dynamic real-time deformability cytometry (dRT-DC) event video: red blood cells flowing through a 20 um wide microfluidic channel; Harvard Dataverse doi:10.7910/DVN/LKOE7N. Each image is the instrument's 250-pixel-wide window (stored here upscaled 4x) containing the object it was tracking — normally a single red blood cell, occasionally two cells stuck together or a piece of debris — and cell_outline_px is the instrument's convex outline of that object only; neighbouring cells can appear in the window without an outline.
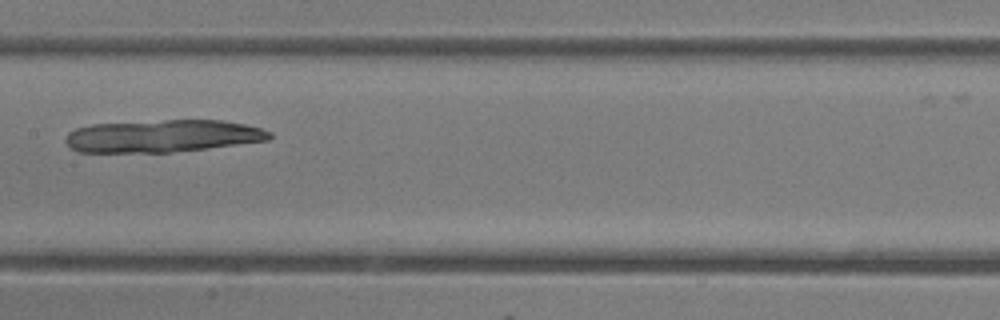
{"species": "common noctule bat (a hibernating species)", "species_latin": "Nyctalus noctula", "temperature_condition": "room temperature", "stored_images_in_passage": 33, "camera_frame_rate_fps": 3000, "um_per_image_px": 0.085, "animal": {"sex": "female"}, "frame": {"image": 1, "passage_image": 14, "time_ms": 4.333, "image_size_px": [1000, 320], "cell_outline_px": [[272, 136], [268, 140], [204, 148], [168, 152], [76, 152], [64, 140], [68, 132], [76, 128], [92, 124], [164, 120], [220, 120], [244, 124], [260, 128], [272, 132]], "centroid_in_image_um": [13.78, 11.55], "position_along_channel_um": 193.6, "area_um2": 38.26}}